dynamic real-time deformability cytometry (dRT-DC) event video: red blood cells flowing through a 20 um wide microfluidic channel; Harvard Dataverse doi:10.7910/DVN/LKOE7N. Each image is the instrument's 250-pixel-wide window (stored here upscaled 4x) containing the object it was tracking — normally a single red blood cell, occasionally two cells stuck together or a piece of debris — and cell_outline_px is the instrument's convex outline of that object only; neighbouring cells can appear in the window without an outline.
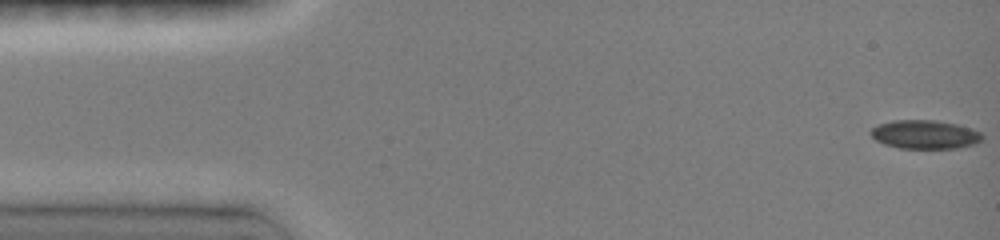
{"species": "common noctule bat (a hibernating species)", "species_latin": "Nyctalus noctula", "temperature_condition": "room temperature", "stored_images_in_passage": 72, "camera_frame_rate_fps": 3000, "um_per_image_px": 0.085, "animal": {"sex": "female", "body_mass_g": 19.0, "forearm_length_mm": 51.5}, "frame": {"image": 1, "passage_image": 1, "time_ms": 0.0, "image_size_px": [1000, 240], "cell_outline_px": [[980, 140], [972, 144], [956, 148], [900, 148], [884, 144], [876, 140], [868, 132], [872, 128], [880, 124], [896, 120], [936, 120], [956, 124], [980, 132]], "centroid_in_image_um": [78.55, 11.43], "position_along_channel_um": 6.5, "area_um2": 18.26}}
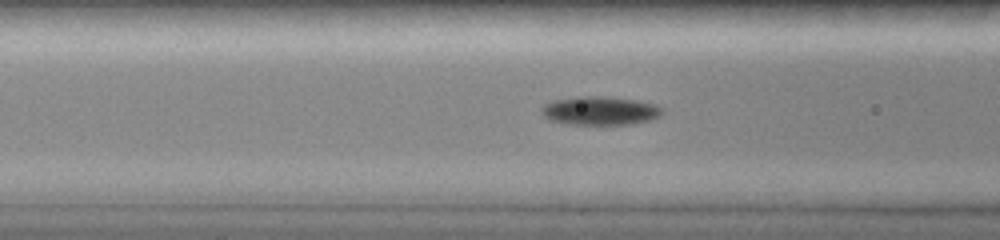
{"frame": {"image": 2, "passage_image": 36, "time_ms": 5.667, "image_size_px": [1000, 240], "cell_outline_px": [[664, 112], [660, 116], [648, 120], [632, 124], [564, 124], [548, 120], [540, 112], [540, 108], [544, 104], [552, 100], [576, 96], [604, 96], [636, 100], [656, 104], [664, 108]], "centroid_in_image_um": [50.97, 9.4], "position_along_channel_um": 115.6, "area_um2": 20.46}}
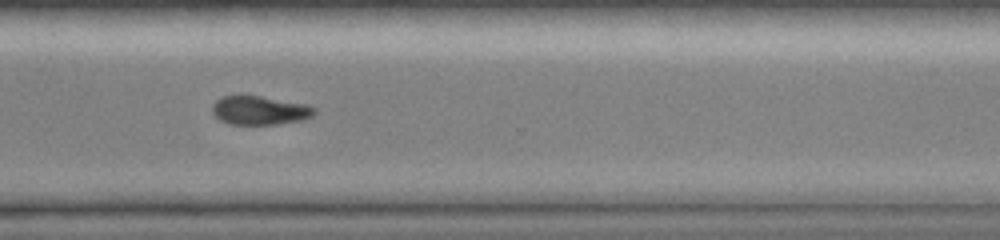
{"frame": {"image": 3, "passage_image": 71, "time_ms": 11.333, "image_size_px": [1000, 240], "cell_outline_px": [[316, 112], [312, 116], [300, 120], [276, 124], [232, 124], [220, 120], [212, 112], [212, 104], [216, 100], [224, 96], [260, 96], [308, 104], [316, 108]], "centroid_in_image_um": [22.09, 9.37], "position_along_channel_um": 348.5, "area_um2": 16.99}}